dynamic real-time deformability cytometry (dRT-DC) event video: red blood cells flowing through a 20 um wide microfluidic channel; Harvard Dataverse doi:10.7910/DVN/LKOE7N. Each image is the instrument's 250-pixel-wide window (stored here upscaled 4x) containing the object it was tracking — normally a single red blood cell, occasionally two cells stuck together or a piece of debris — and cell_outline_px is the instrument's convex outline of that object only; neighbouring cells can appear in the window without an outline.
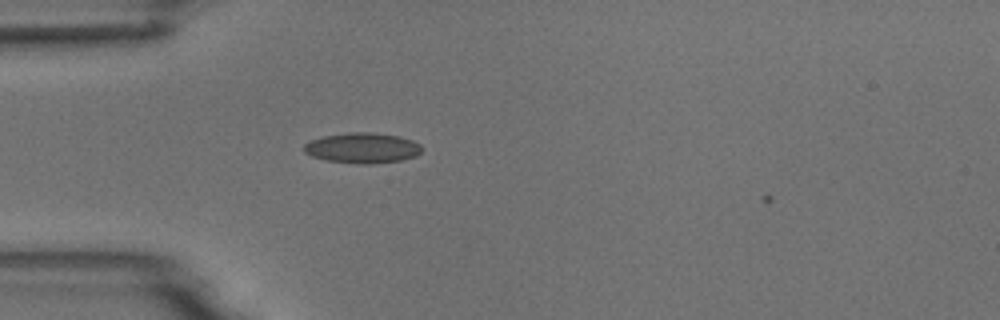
{"species": "common noctule bat (a hibernating species)", "species_latin": "Nyctalus noctula", "temperature_condition": "room temperature", "stored_images_in_passage": 1, "camera_frame_rate_fps": 3000, "um_per_image_px": 0.085, "animal": {"sex": "male", "body_mass_g": 18.8}, "frame": {"image": 1, "passage_image": 1, "time_ms": 0.0, "image_size_px": [1000, 320], "cell_outline_px": [[424, 148], [416, 156], [400, 160], [372, 164], [356, 164], [328, 160], [312, 156], [304, 152], [304, 144], [312, 140], [324, 136], [348, 132], [372, 132], [400, 136], [412, 140], [420, 144]], "centroid_in_image_um": [30.84, 12.57], "position_along_channel_um": 54.2, "area_um2": 20.92}}